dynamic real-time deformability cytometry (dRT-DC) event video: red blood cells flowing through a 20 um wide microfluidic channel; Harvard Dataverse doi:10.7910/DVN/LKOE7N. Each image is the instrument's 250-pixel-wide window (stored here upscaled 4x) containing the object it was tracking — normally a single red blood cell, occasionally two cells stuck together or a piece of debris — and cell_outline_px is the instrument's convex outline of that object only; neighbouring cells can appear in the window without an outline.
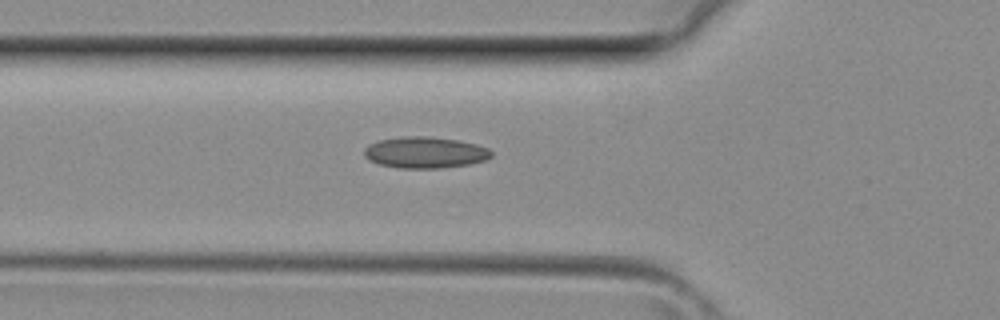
{"species": "common noctule bat (a hibernating species)", "species_latin": "Nyctalus noctula", "temperature_condition": "room temperature", "stored_images_in_passage": 23, "camera_frame_rate_fps": 3000, "um_per_image_px": 0.085, "animal": {"sex": "female", "body_mass_g": 29.2, "forearm_length_mm": 56.3}, "frame": {"image": 1, "passage_image": 13, "time_ms": 4.0, "image_size_px": [1000, 320], "cell_outline_px": [[492, 156], [484, 160], [468, 164], [440, 168], [400, 168], [380, 164], [368, 160], [364, 156], [364, 148], [368, 144], [380, 140], [400, 136], [428, 136], [456, 140], [476, 144], [488, 148], [492, 152]], "centroid_in_image_um": [36.09, 12.95], "position_along_channel_um": 89.7, "area_um2": 23.18}}
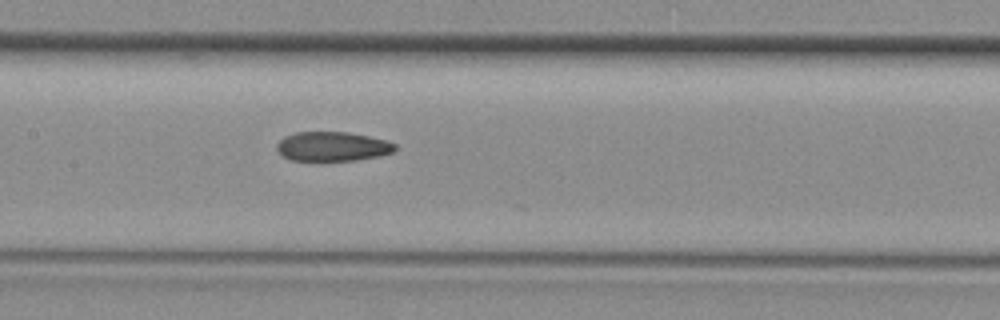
{"frame": {"image": 2, "passage_image": 18, "time_ms": 5.667, "image_size_px": [1000, 320], "cell_outline_px": [[396, 148], [392, 152], [380, 156], [356, 160], [288, 160], [276, 148], [276, 144], [284, 136], [296, 132], [348, 132], [388, 140], [396, 144]], "centroid_in_image_um": [28.27, 12.44], "position_along_channel_um": 179.1, "area_um2": 20.23}}
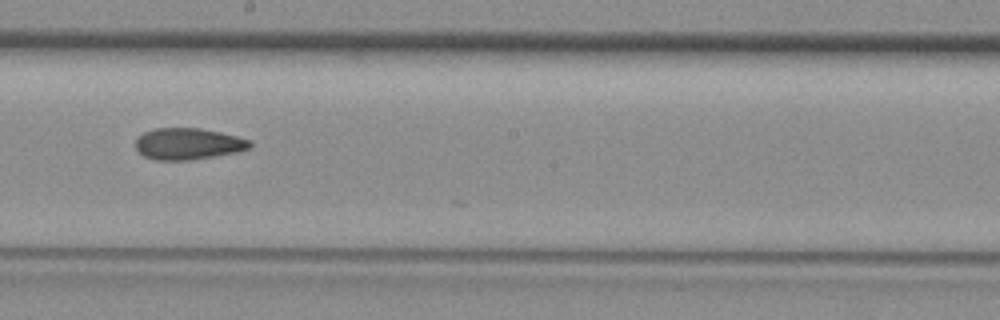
{"frame": {"image": 3, "passage_image": 21, "time_ms": 6.667, "image_size_px": [1000, 320], "cell_outline_px": [[252, 144], [248, 148], [236, 152], [188, 160], [156, 160], [144, 156], [136, 148], [136, 140], [144, 132], [156, 128], [200, 128], [220, 132], [252, 140]], "centroid_in_image_um": [15.99, 12.22], "position_along_channel_um": 232.2, "area_um2": 20.75}}